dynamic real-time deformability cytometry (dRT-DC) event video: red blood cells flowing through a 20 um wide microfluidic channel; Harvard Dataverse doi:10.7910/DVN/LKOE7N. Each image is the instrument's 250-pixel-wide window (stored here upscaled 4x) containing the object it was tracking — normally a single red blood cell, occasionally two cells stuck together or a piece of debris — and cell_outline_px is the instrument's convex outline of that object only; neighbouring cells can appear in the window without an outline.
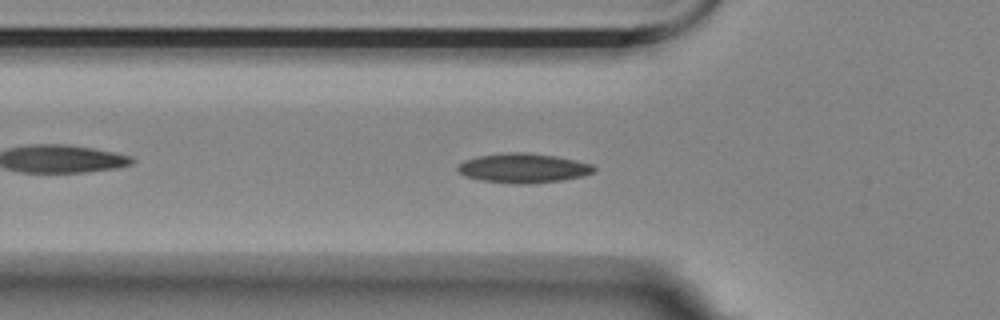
{"species": "Egyptian fruit bat (a non-hibernating species)", "species_latin": "Rousettus aegyptiacus", "temperature_condition": "room temperature", "stored_images_in_passage": 44, "camera_frame_rate_fps": 3000, "um_per_image_px": 0.085, "animal": {"sex": "female"}, "frame": {"image": 1, "passage_image": 6, "time_ms": 1.667, "image_size_px": [1000, 320], "cell_outline_px": [[596, 172], [584, 176], [560, 180], [528, 184], [512, 184], [480, 180], [464, 176], [456, 168], [464, 160], [476, 156], [508, 152], [528, 152], [556, 156], [592, 164], [596, 168]], "centroid_in_image_um": [44.48, 14.29], "position_along_channel_um": 81.3, "area_um2": 23.58}}
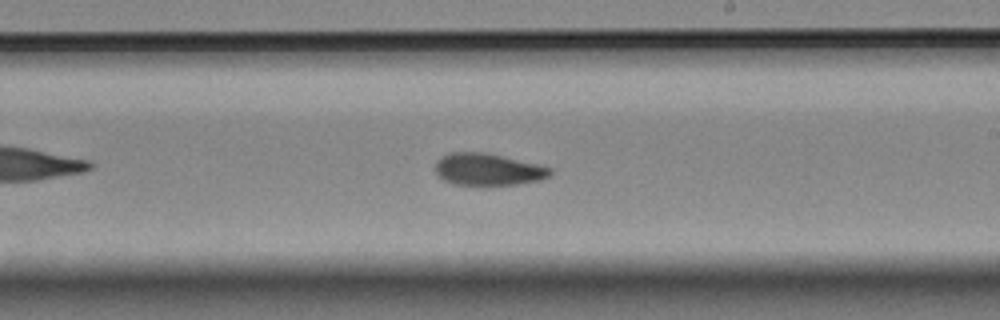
{"frame": {"image": 2, "passage_image": 20, "time_ms": 6.333, "image_size_px": [1000, 320], "cell_outline_px": [[552, 172], [548, 176], [540, 180], [516, 184], [452, 184], [444, 180], [436, 172], [436, 160], [440, 156], [448, 152], [484, 152], [536, 164], [552, 168]], "centroid_in_image_um": [41.44, 14.38], "position_along_channel_um": 247.6, "area_um2": 21.1}}
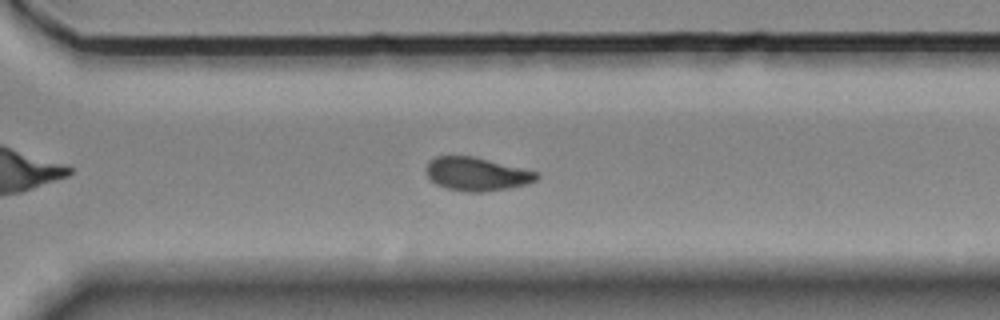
{"frame": {"image": 3, "passage_image": 27, "time_ms": 8.667, "image_size_px": [1000, 320], "cell_outline_px": [[540, 176], [536, 180], [528, 184], [508, 188], [484, 192], [464, 192], [444, 188], [436, 184], [428, 176], [424, 168], [428, 160], [436, 156], [476, 156], [540, 172]], "centroid_in_image_um": [40.52, 14.78], "position_along_channel_um": 330.1, "area_um2": 22.02}, "authors_computed_cell_mechanics": {"area_um2": 21.675, "velocity_mm_per_s": 3.5418, "shape_relaxation_time_tau1_ms": 6.6776, "shape_relaxation_time_tau2_ms": 3.2725, "deformation_change_tau1": 0.1463, "deformation_change_tau2": 0.0688}}